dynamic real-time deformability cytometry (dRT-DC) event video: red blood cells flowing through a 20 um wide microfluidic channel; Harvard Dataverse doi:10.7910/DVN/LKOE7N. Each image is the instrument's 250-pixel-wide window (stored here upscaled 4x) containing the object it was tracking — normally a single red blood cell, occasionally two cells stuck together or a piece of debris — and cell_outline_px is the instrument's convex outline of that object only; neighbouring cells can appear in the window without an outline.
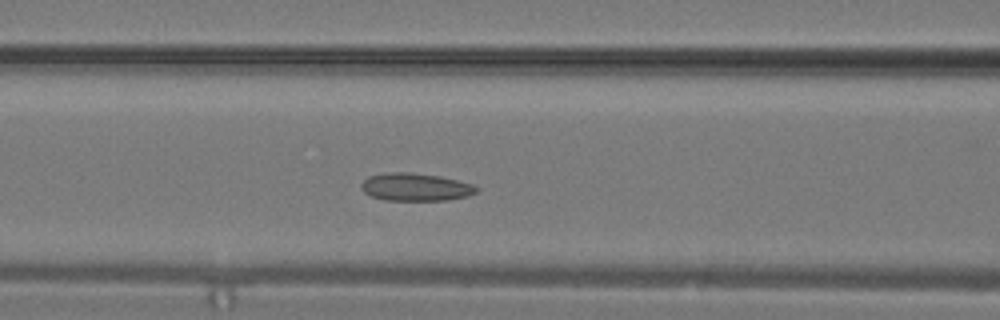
{"species": "common noctule bat (a hibernating species)", "species_latin": "Nyctalus noctula", "temperature_condition": "warm", "stored_images_in_passage": 14, "camera_frame_rate_fps": 3000, "um_per_image_px": 0.085, "animal": {"sex": "male", "body_mass_g": 19.2, "forearm_length_mm": 51.8}, "frame": {"image": 1, "passage_image": 10, "time_ms": 3.0, "image_size_px": [1000, 320], "cell_outline_px": [[480, 188], [476, 192], [468, 196], [444, 200], [384, 200], [372, 196], [364, 192], [360, 188], [360, 184], [368, 176], [384, 172], [408, 172], [440, 176], [472, 184]], "centroid_in_image_um": [35.29, 15.89], "position_along_channel_um": 131.3, "area_um2": 18.67}}
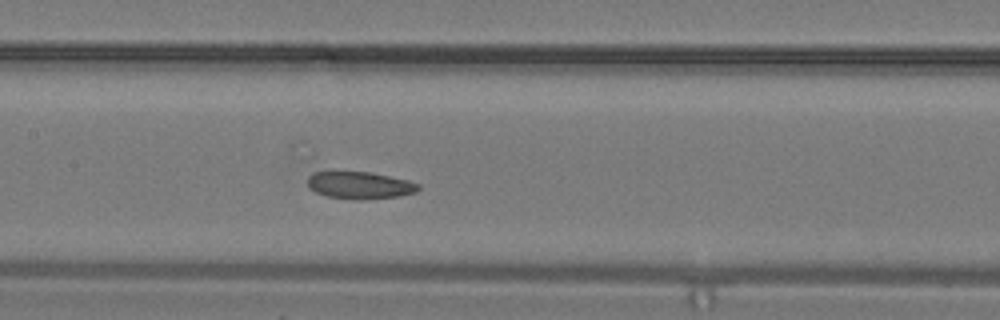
{"frame": {"image": 2, "passage_image": 12, "time_ms": 3.667, "image_size_px": [1000, 320], "cell_outline_px": [[420, 188], [416, 192], [400, 196], [360, 200], [352, 200], [324, 196], [316, 192], [308, 184], [308, 176], [316, 172], [372, 172], [408, 180], [420, 184]], "centroid_in_image_um": [30.62, 15.76], "position_along_channel_um": 176.8, "area_um2": 17.63}}
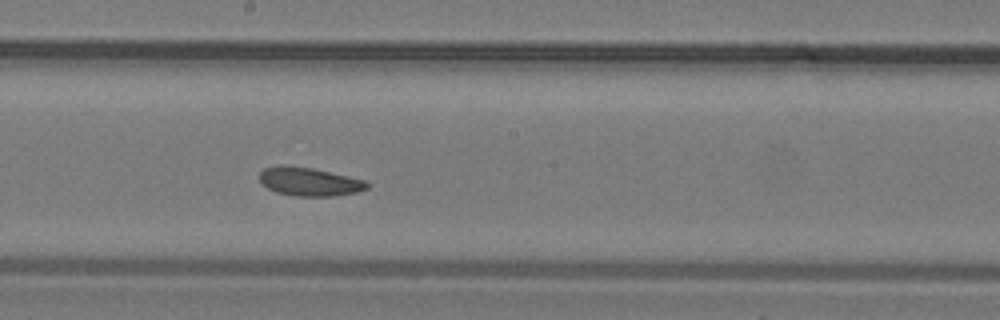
{"frame": {"image": 3, "passage_image": 14, "time_ms": 4.333, "image_size_px": [1000, 320], "cell_outline_px": [[372, 184], [368, 188], [356, 192], [332, 196], [296, 196], [276, 192], [260, 184], [260, 172], [264, 168], [280, 164], [288, 164], [312, 168], [368, 180]], "centroid_in_image_um": [26.3, 15.42], "position_along_channel_um": 221.9, "area_um2": 18.21}}